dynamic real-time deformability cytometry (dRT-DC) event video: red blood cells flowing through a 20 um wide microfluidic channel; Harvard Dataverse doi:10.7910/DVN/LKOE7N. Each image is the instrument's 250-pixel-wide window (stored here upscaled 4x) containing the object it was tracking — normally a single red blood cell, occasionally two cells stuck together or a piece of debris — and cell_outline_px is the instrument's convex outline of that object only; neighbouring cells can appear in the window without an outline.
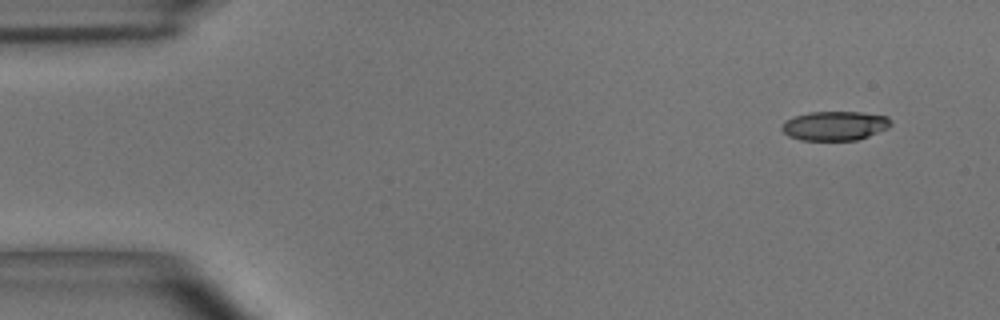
{"species": "common noctule bat (a hibernating species)", "species_latin": "Nyctalus noctula", "temperature_condition": "room temperature", "stored_images_in_passage": 4, "camera_frame_rate_fps": 3000, "um_per_image_px": 0.085, "animal": {"sex": "male", "body_mass_g": 15.6}, "frame": {"image": 1, "passage_image": 1, "time_ms": 0.0, "image_size_px": [1000, 320], "cell_outline_px": [[892, 124], [888, 128], [868, 136], [856, 140], [800, 140], [788, 136], [780, 128], [784, 120], [808, 112], [860, 112], [888, 116], [892, 120]], "centroid_in_image_um": [70.96, 10.69], "position_along_channel_um": 14.0, "area_um2": 18.67}}
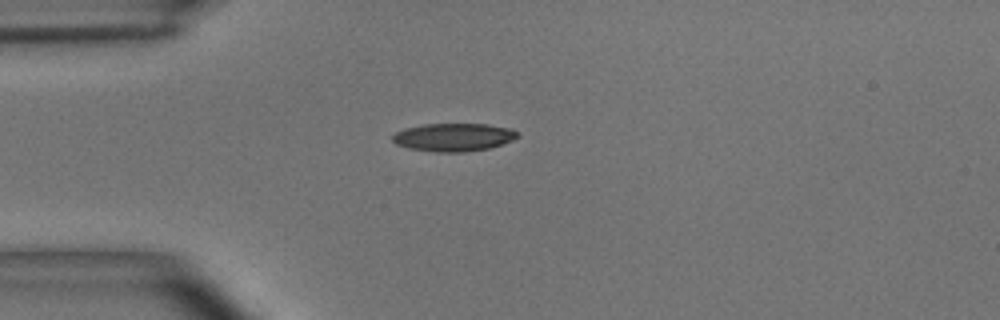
{"frame": {"image": 2, "passage_image": 4, "time_ms": 1.0, "image_size_px": [1000, 320], "cell_outline_px": [[520, 136], [512, 140], [488, 148], [464, 152], [436, 152], [408, 148], [396, 144], [392, 140], [392, 136], [396, 132], [404, 128], [424, 124], [488, 124], [512, 128], [520, 132]], "centroid_in_image_um": [38.57, 11.65], "position_along_channel_um": 46.4, "area_um2": 20.52}}